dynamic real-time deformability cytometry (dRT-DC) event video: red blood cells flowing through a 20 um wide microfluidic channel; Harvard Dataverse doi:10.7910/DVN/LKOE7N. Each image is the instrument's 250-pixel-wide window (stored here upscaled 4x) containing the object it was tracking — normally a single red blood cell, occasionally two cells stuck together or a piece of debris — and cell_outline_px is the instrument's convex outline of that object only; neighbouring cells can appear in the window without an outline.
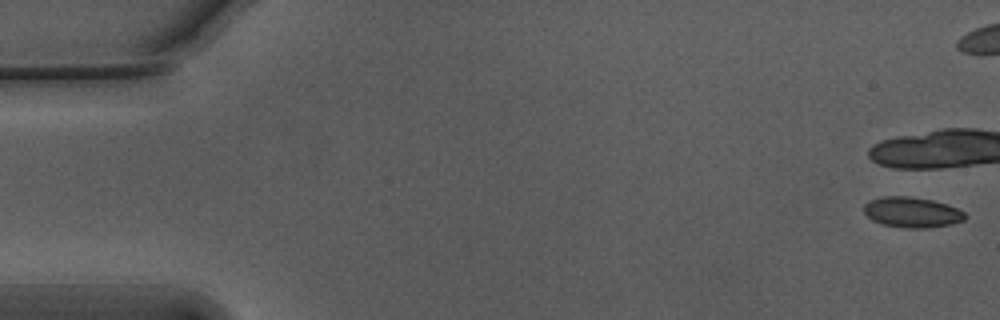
{"species": "Egyptian fruit bat (a non-hibernating species)", "species_latin": "Rousettus aegyptiacus", "temperature_condition": "warm", "stored_images_in_passage": 8, "camera_frame_rate_fps": 3000, "um_per_image_px": 0.085, "animal": {"sex": "male"}, "frame": {"image": 1, "passage_image": 1, "time_ms": 0.0, "image_size_px": [1000, 320], "cell_outline_px": [[968, 216], [964, 220], [952, 224], [928, 228], [908, 228], [884, 224], [872, 220], [864, 212], [864, 204], [868, 200], [884, 196], [908, 196], [932, 200], [948, 204], [964, 212]], "centroid_in_image_um": [77.54, 18.04], "position_along_channel_um": 7.5, "area_um2": 17.98}}